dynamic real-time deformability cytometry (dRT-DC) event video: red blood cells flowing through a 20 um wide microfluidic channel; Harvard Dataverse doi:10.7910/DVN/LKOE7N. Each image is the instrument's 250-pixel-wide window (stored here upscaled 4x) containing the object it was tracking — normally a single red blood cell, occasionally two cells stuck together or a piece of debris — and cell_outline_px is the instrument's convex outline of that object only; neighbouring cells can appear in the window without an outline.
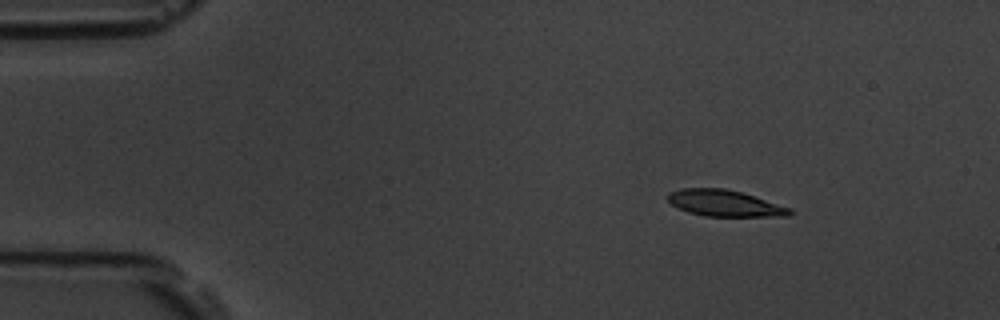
{"species": "common noctule bat (a hibernating species)", "species_latin": "Nyctalus noctula", "temperature_condition": "room temperature", "stored_images_in_passage": 9, "camera_frame_rate_fps": 3000, "um_per_image_px": 0.085, "animal": {"sex": "male", "body_mass_g": 19.5, "forearm_length_mm": 54.6}, "frame": {"image": 1, "passage_image": 1, "time_ms": 0.0, "image_size_px": [1000, 320], "cell_outline_px": [[792, 216], [704, 216], [688, 212], [672, 204], [668, 200], [668, 192], [680, 188], [724, 188], [740, 192], [792, 208]], "centroid_in_image_um": [61.6, 17.27], "position_along_channel_um": 23.4, "area_um2": 18.61}}
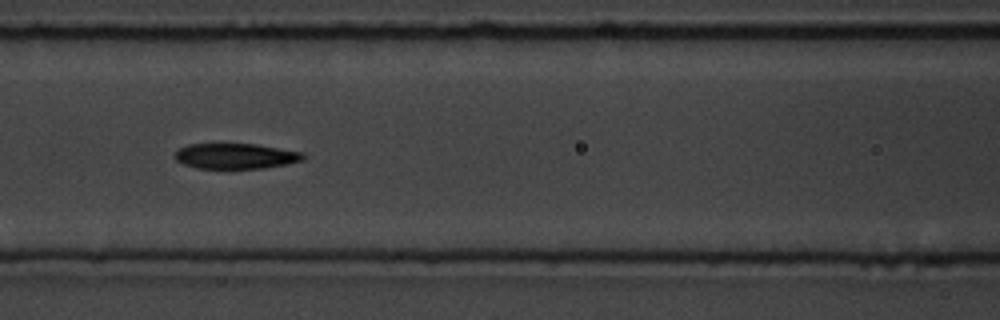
{"frame": {"image": 2, "passage_image": 6, "time_ms": 5.667, "image_size_px": [1000, 320], "cell_outline_px": [[308, 156], [304, 160], [288, 164], [264, 168], [196, 168], [184, 164], [176, 160], [176, 152], [180, 148], [188, 144], [256, 144], [304, 152]], "centroid_in_image_um": [20.11, 13.26], "position_along_channel_um": 146.5, "area_um2": 19.07}}
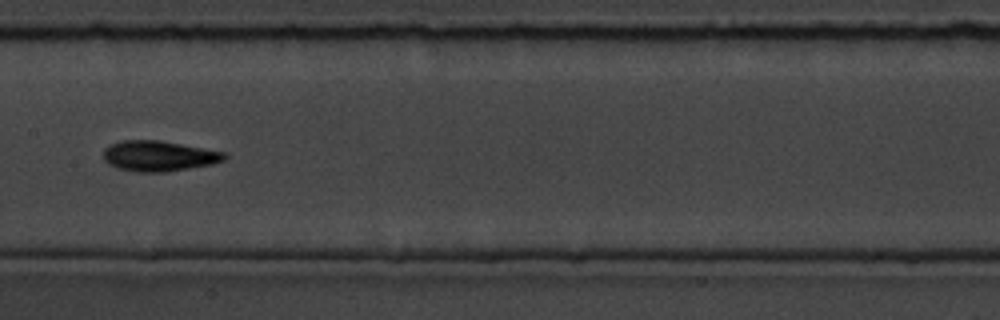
{"frame": {"image": 3, "passage_image": 7, "time_ms": 7.0, "image_size_px": [1000, 320], "cell_outline_px": [[228, 156], [224, 160], [212, 164], [164, 172], [136, 172], [120, 168], [108, 164], [104, 160], [104, 148], [120, 140], [160, 140], [224, 152]], "centroid_in_image_um": [13.48, 13.25], "position_along_channel_um": 193.9, "area_um2": 21.33}}